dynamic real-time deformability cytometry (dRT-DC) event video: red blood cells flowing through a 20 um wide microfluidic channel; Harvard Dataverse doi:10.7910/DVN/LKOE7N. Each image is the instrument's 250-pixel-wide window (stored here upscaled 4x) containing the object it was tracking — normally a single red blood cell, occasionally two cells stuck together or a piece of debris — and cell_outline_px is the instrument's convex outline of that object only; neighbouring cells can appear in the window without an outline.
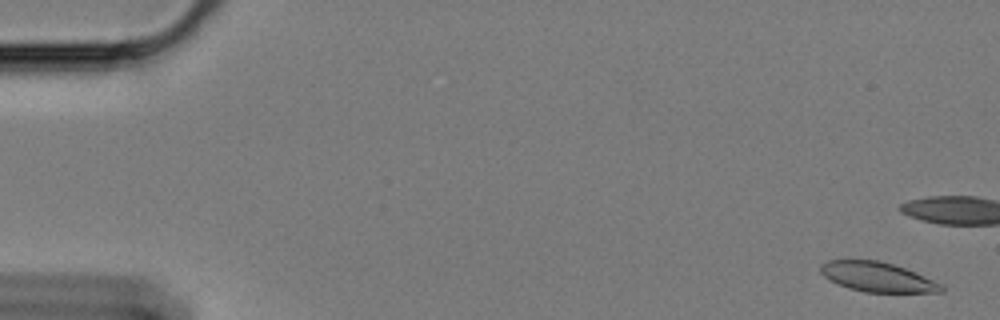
{"species": "Egyptian fruit bat (a non-hibernating species)", "species_latin": "Rousettus aegyptiacus", "temperature_condition": "cold", "stored_images_in_passage": 7, "camera_frame_rate_fps": 3000, "um_per_image_px": 0.085, "animal": {"sex": "female"}, "frame": {"image": 1, "passage_image": 2, "time_ms": 0.333, "image_size_px": [1000, 320], "cell_outline_px": [[944, 292], [864, 292], [848, 288], [824, 276], [820, 272], [820, 264], [828, 260], [880, 260], [904, 268], [944, 284]], "centroid_in_image_um": [74.6, 23.54], "position_along_channel_um": 10.4, "area_um2": 20.75}}